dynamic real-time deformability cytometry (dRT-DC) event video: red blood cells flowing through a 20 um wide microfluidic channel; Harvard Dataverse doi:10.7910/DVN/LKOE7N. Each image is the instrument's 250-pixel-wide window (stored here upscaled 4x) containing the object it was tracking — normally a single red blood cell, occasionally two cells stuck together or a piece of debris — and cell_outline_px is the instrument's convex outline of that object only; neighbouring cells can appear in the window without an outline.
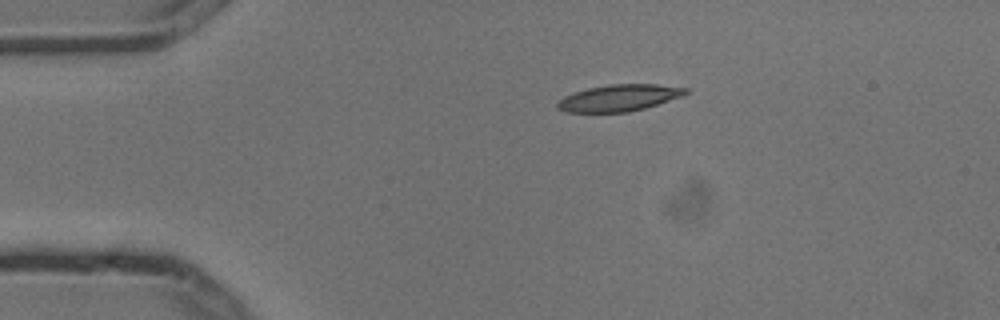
{"species": "common noctule bat (a hibernating species)", "species_latin": "Nyctalus noctula", "temperature_condition": "cold", "stored_images_in_passage": 6, "camera_frame_rate_fps": 3000, "um_per_image_px": 0.085, "animal": {"sex": "male", "body_mass_g": 13.3}, "frame": {"image": 1, "passage_image": 1, "time_ms": 0.0, "image_size_px": [1000, 320], "cell_outline_px": [[688, 92], [680, 96], [644, 108], [628, 112], [564, 112], [556, 108], [556, 104], [564, 96], [588, 88], [608, 84], [656, 84], [688, 88]], "centroid_in_image_um": [52.58, 8.32], "position_along_channel_um": 32.4, "area_um2": 19.65}}
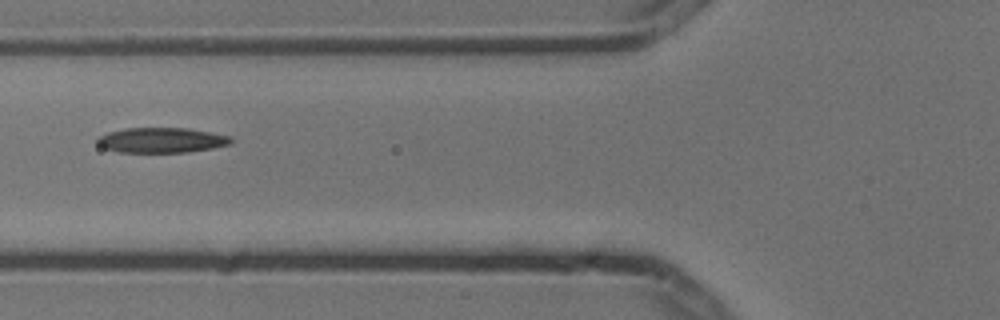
{"frame": {"image": 2, "passage_image": 3, "time_ms": 0.667, "image_size_px": [1000, 320], "cell_outline_px": [[236, 140], [232, 144], [212, 148], [188, 152], [120, 152], [104, 148], [96, 140], [100, 136], [108, 132], [124, 128], [188, 128], [232, 136]], "centroid_in_image_um": [13.81, 11.91], "position_along_channel_um": 112.0, "area_um2": 19.65}}
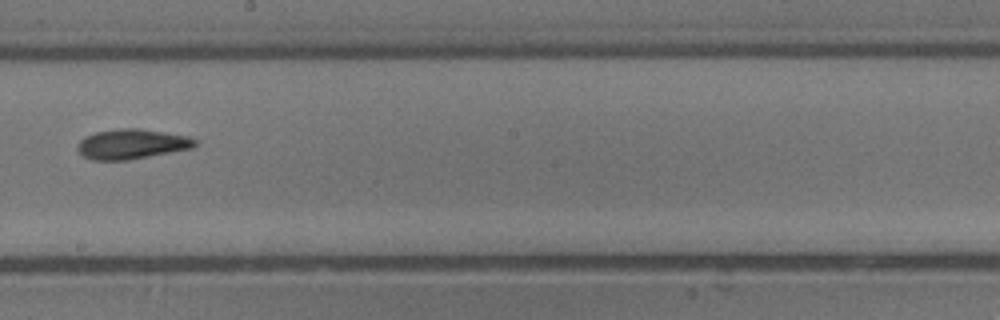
{"frame": {"image": 3, "passage_image": 6, "time_ms": 1.667, "image_size_px": [1000, 320], "cell_outline_px": [[196, 144], [192, 148], [128, 160], [92, 160], [84, 156], [76, 148], [76, 144], [84, 136], [96, 132], [120, 128], [140, 128], [188, 136], [196, 140]], "centroid_in_image_um": [11.16, 12.24], "position_along_channel_um": 237.0, "area_um2": 20.46}}